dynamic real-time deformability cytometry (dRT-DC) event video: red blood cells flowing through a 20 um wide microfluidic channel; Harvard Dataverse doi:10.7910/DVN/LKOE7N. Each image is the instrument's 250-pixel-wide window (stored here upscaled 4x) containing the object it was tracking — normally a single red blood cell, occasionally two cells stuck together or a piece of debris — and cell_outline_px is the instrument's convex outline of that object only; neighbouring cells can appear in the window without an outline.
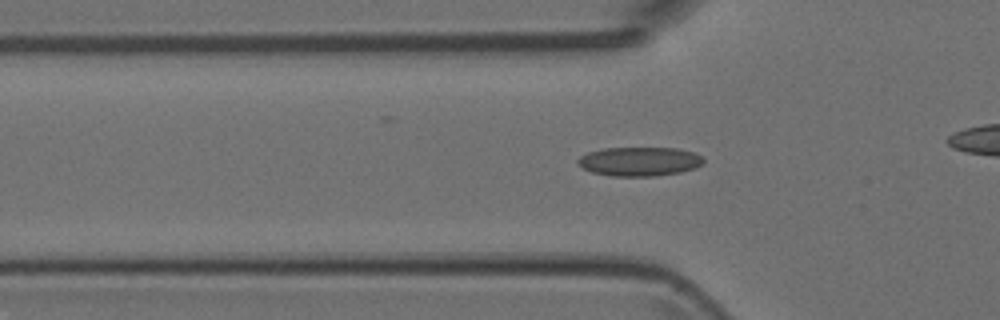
{"species": "Egyptian fruit bat (a non-hibernating species)", "species_latin": "Rousettus aegyptiacus", "temperature_condition": "room temperature", "stored_images_in_passage": 29, "camera_frame_rate_fps": 3000, "um_per_image_px": 0.085, "animal": {"sex": "female"}, "frame": {"image": 1, "passage_image": 4, "time_ms": 1.0, "image_size_px": [1000, 320], "cell_outline_px": [[704, 164], [696, 168], [680, 172], [656, 176], [612, 176], [592, 172], [584, 168], [576, 160], [580, 156], [588, 152], [604, 148], [676, 148], [692, 152], [704, 156]], "centroid_in_image_um": [54.4, 13.72], "position_along_channel_um": 71.4, "area_um2": 21.33}}
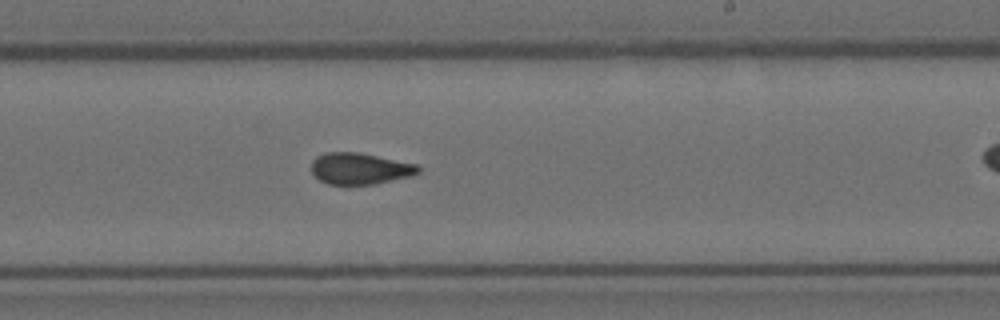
{"frame": {"image": 2, "passage_image": 18, "time_ms": 5.667, "image_size_px": [1000, 320], "cell_outline_px": [[420, 172], [412, 176], [372, 184], [328, 184], [320, 180], [312, 172], [312, 160], [316, 156], [324, 152], [360, 152], [416, 164], [420, 168]], "centroid_in_image_um": [30.58, 14.31], "position_along_channel_um": 258.4, "area_um2": 19.54}}
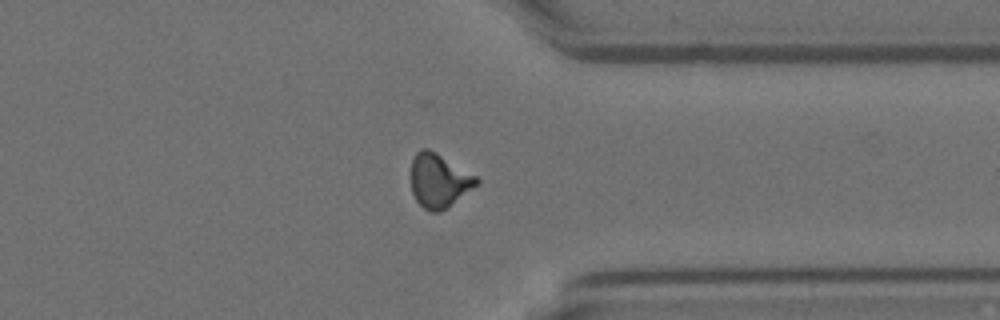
{"frame": {"image": 3, "passage_image": 27, "time_ms": 8.667, "image_size_px": [1000, 320], "cell_outline_px": [[480, 184], [448, 208], [436, 212], [428, 212], [416, 200], [412, 192], [412, 160], [416, 152], [424, 148], [428, 148], [436, 152], [476, 176], [480, 180]], "centroid_in_image_um": [37.34, 15.37], "position_along_channel_um": 374.1, "area_um2": 20.63}}